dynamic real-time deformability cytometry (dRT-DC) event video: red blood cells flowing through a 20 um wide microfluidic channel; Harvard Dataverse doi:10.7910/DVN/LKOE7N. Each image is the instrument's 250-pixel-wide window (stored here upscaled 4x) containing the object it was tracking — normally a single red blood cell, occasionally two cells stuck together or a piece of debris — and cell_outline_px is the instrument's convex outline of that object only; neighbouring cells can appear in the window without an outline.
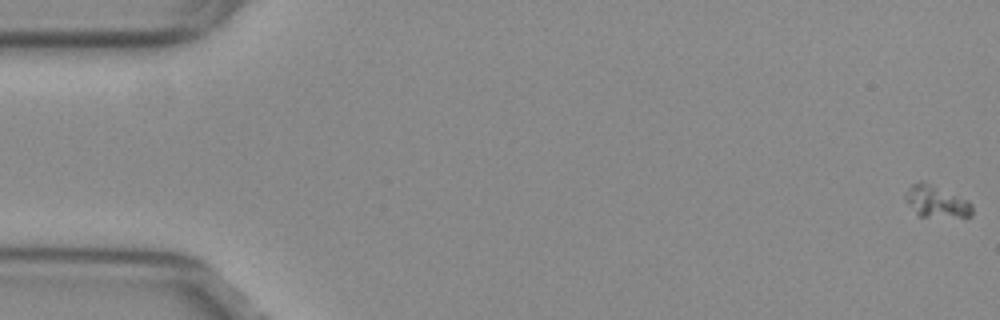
{"species": "common noctule bat (a hibernating species)", "species_latin": "Nyctalus noctula", "temperature_condition": "warm", "stored_images_in_passage": 55, "camera_frame_rate_fps": 3000, "um_per_image_px": 0.085, "animal": {"sex": "female", "body_mass_g": 29.2, "forearm_length_mm": 56.3}, "frame": {"image": 1, "passage_image": 1, "time_ms": 0.0, "image_size_px": [1000, 320], "cell_outline_px": [[972, 216], [916, 216], [908, 204], [904, 196], [908, 188], [912, 184], [920, 180], [924, 180], [968, 200], [972, 204]], "centroid_in_image_um": [79.55, 17.1], "position_along_channel_um": 5.4, "area_um2": 12.43}}
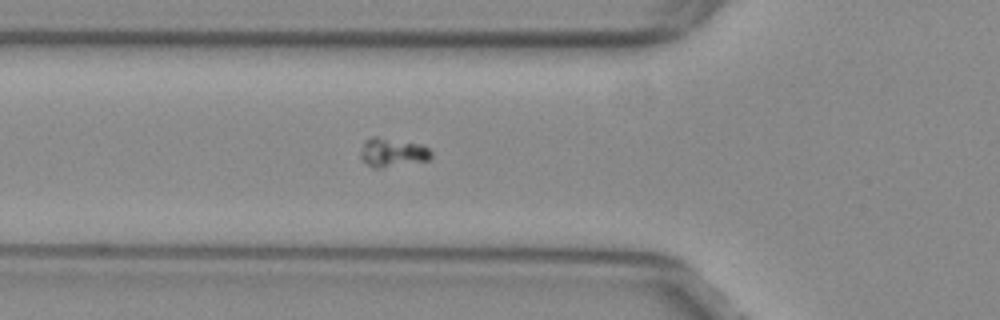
{"frame": {"image": 2, "passage_image": 20, "time_ms": 6.333, "image_size_px": [1000, 320], "cell_outline_px": [[432, 156], [428, 160], [380, 168], [372, 168], [360, 156], [360, 152], [364, 140], [372, 136], [376, 136], [420, 144], [428, 148], [432, 152]], "centroid_in_image_um": [33.34, 12.95], "position_along_channel_um": 92.5, "area_um2": 11.79}}
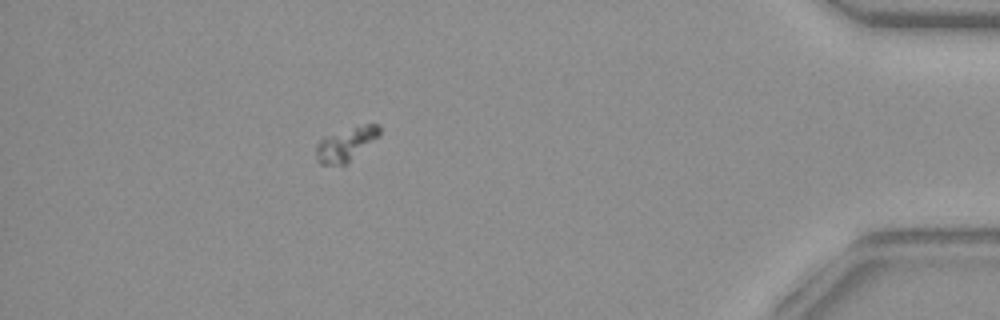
{"frame": {"image": 3, "passage_image": 49, "time_ms": 16.0, "image_size_px": [1000, 320], "cell_outline_px": [[380, 136], [344, 164], [320, 164], [316, 160], [316, 144], [324, 136], [364, 124], [380, 124]], "centroid_in_image_um": [29.4, 12.23], "position_along_channel_um": 405.8, "area_um2": 12.14}}